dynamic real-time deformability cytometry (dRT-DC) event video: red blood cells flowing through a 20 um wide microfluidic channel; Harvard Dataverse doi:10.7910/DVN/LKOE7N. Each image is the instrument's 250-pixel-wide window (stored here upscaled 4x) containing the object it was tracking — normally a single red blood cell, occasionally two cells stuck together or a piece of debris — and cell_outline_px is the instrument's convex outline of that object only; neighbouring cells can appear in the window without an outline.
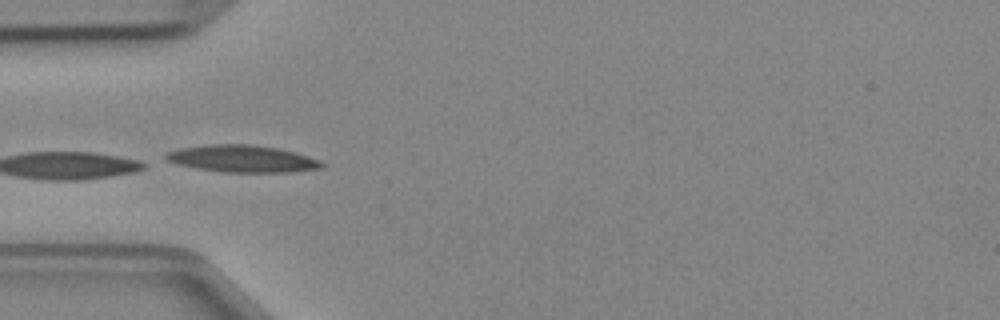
{"species": "Egyptian fruit bat (a non-hibernating species)", "species_latin": "Rousettus aegyptiacus", "temperature_condition": "cold", "stored_images_in_passage": 5, "camera_frame_rate_fps": 3000, "um_per_image_px": 0.085, "animal": {"sex": "female"}, "frame": {"image": 1, "passage_image": 4, "time_ms": 1.0, "image_size_px": [1000, 320], "cell_outline_px": [[324, 168], [288, 172], [224, 172], [196, 168], [176, 164], [164, 160], [164, 152], [176, 148], [208, 144], [252, 144], [276, 148], [296, 152], [320, 160], [324, 164]], "centroid_in_image_um": [20.53, 13.48], "position_along_channel_um": 64.5, "area_um2": 24.91}}